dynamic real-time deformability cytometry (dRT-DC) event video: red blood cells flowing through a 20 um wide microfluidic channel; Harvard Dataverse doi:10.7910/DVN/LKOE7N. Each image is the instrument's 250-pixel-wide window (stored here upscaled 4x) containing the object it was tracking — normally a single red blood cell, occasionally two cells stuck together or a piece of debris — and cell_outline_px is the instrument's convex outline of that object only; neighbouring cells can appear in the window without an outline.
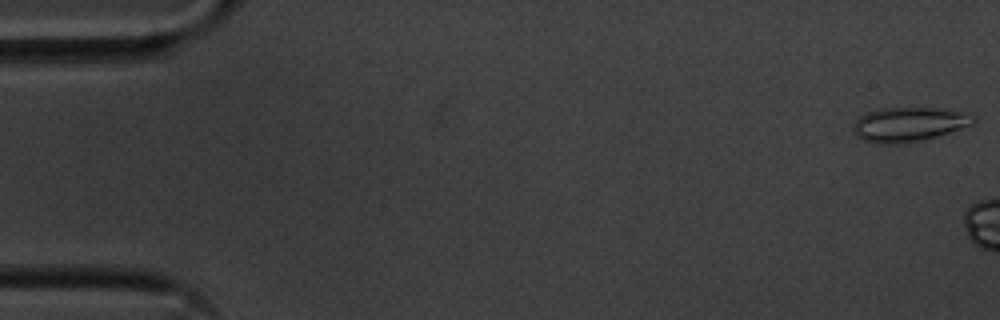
{"species": "common noctule bat (a hibernating species)", "species_latin": "Nyctalus noctula", "temperature_condition": "cold", "stored_images_in_passage": 10, "camera_frame_rate_fps": 3000, "um_per_image_px": 0.085, "animal": {"sex": "male", "body_mass_g": 20.1, "forearm_length_mm": 53.5}, "frame": {"image": 1, "passage_image": 1, "time_ms": 0.0, "image_size_px": [1000, 320], "cell_outline_px": [[976, 120], [972, 124], [936, 136], [920, 140], [896, 144], [880, 144], [864, 140], [856, 136], [852, 132], [852, 124], [860, 116], [868, 112], [880, 108], [936, 108], [964, 112], [972, 116]], "centroid_in_image_um": [77.18, 10.57], "position_along_channel_um": 7.8, "area_um2": 23.81}}